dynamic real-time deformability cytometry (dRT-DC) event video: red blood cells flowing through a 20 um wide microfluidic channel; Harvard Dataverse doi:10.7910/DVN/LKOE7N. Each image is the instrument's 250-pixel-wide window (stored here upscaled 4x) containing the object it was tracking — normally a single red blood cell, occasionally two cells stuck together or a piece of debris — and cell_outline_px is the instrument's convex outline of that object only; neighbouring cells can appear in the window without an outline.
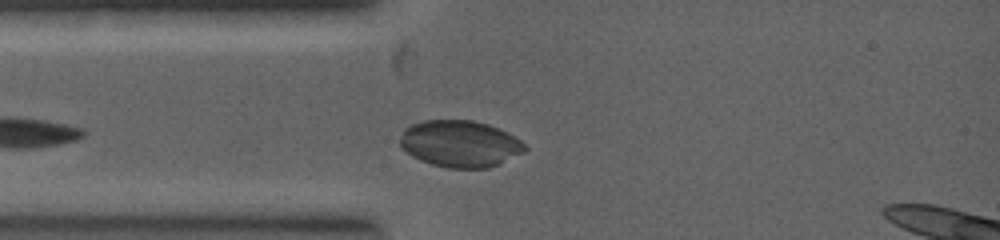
{"species": "common noctule bat (a hibernating species)", "species_latin": "Nyctalus noctula", "temperature_condition": "warm", "stored_images_in_passage": 9, "camera_frame_rate_fps": 5000, "um_per_image_px": 0.085, "animal": {"sex": "female", "body_mass_g": 19.0, "forearm_length_mm": 53.3}, "frame": {"image": 1, "passage_image": 5, "time_ms": 0.8, "image_size_px": [1000, 240], "cell_outline_px": [[528, 148], [524, 152], [500, 164], [488, 168], [448, 168], [432, 164], [420, 160], [412, 156], [400, 148], [400, 140], [404, 128], [412, 124], [424, 120], [472, 120], [488, 124], [508, 132], [520, 140]], "centroid_in_image_um": [39.1, 12.22], "position_along_channel_um": 45.9, "area_um2": 34.16}}